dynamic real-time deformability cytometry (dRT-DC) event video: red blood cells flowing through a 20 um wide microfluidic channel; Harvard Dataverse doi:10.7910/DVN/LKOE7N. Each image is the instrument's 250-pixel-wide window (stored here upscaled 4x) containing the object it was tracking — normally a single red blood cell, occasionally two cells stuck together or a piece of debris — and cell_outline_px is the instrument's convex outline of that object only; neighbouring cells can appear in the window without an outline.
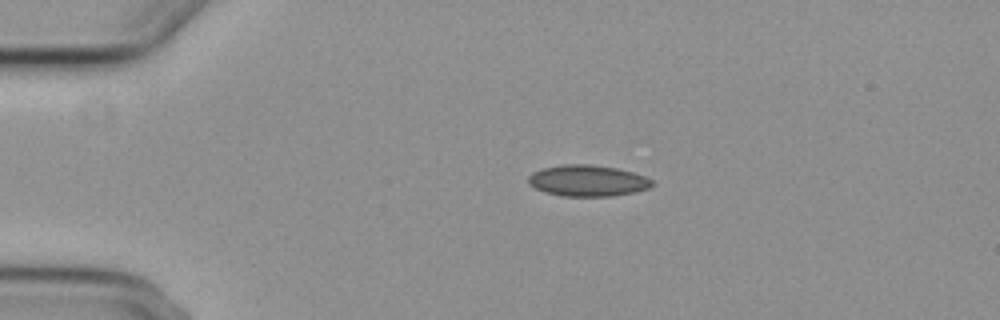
{"species": "common noctule bat (a hibernating species)", "species_latin": "Nyctalus noctula", "temperature_condition": "cold", "stored_images_in_passage": 4, "camera_frame_rate_fps": 3000, "um_per_image_px": 0.085, "animal": {"sex": "female", "body_mass_g": 29.2, "forearm_length_mm": 56.3}, "frame": {"image": 1, "passage_image": 1, "time_ms": 0.0, "image_size_px": [1000, 320], "cell_outline_px": [[652, 188], [636, 192], [612, 196], [564, 196], [544, 192], [528, 184], [528, 176], [532, 172], [544, 168], [564, 164], [588, 164], [616, 168], [632, 172], [644, 176], [652, 180]], "centroid_in_image_um": [49.95, 15.36], "position_along_channel_um": 35.0, "area_um2": 22.54}}
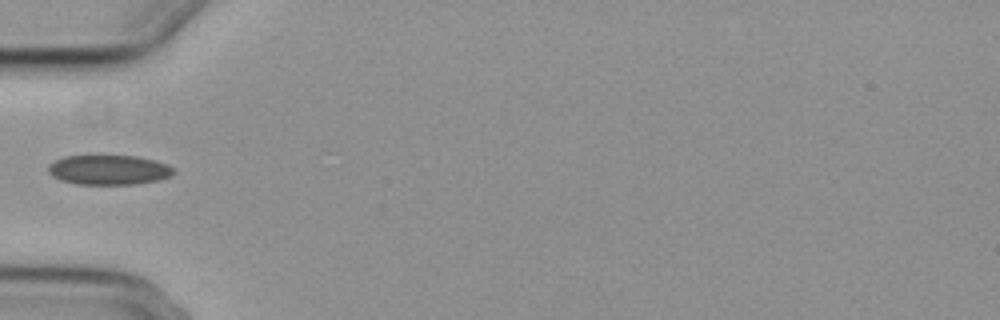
{"frame": {"image": 2, "passage_image": 3, "time_ms": 2.333, "image_size_px": [1000, 320], "cell_outline_px": [[176, 172], [168, 176], [156, 180], [136, 184], [76, 184], [60, 180], [52, 176], [48, 172], [48, 164], [64, 156], [136, 156], [156, 160], [168, 164]], "centroid_in_image_um": [9.22, 14.44], "position_along_channel_um": 75.8, "area_um2": 21.68}}
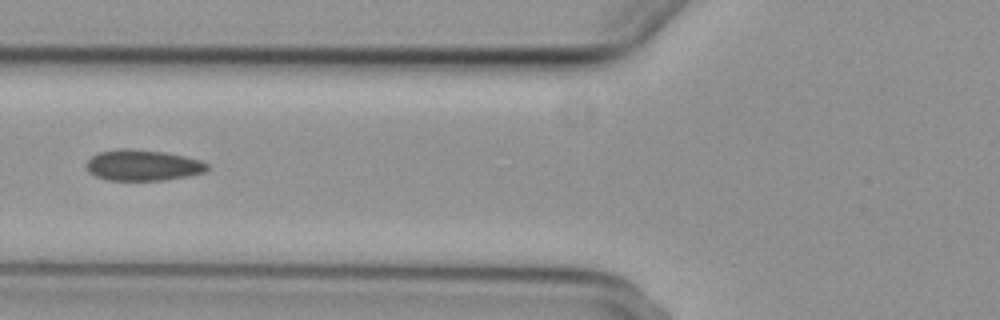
{"frame": {"image": 3, "passage_image": 4, "time_ms": 3.333, "image_size_px": [1000, 320], "cell_outline_px": [[208, 168], [204, 172], [188, 176], [164, 180], [108, 180], [96, 176], [88, 172], [84, 164], [92, 156], [100, 152], [120, 148], [164, 152], [184, 156], [200, 160], [208, 164]], "centroid_in_image_um": [12.11, 14.05], "position_along_channel_um": 113.7, "area_um2": 21.68}}